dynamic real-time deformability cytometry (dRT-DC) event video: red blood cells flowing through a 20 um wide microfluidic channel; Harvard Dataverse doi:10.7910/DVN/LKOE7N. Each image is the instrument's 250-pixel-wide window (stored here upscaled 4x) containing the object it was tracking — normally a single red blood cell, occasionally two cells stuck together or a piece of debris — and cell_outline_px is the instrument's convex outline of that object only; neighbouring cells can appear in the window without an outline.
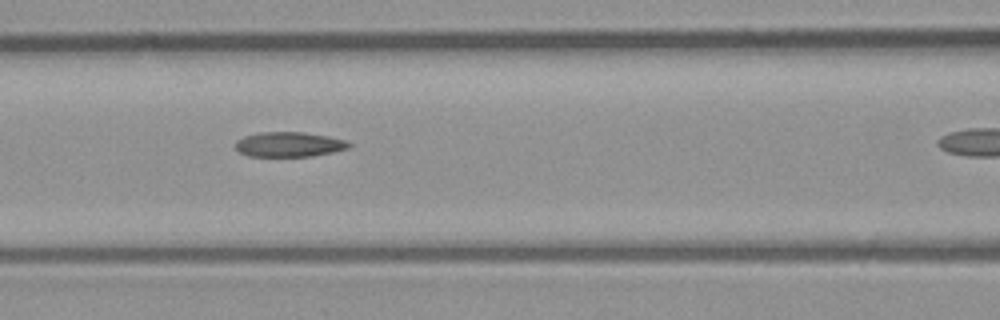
{"species": "common noctule bat (a hibernating species)", "species_latin": "Nyctalus noctula", "temperature_condition": "room temperature", "stored_images_in_passage": 10, "camera_frame_rate_fps": 3000, "um_per_image_px": 0.085, "animal": {"sex": "male", "body_mass_g": 23.1, "forearm_length_mm": 52.7}, "frame": {"image": 1, "passage_image": 7, "time_ms": 2.0, "image_size_px": [1000, 320], "cell_outline_px": [[352, 144], [348, 148], [332, 152], [312, 156], [248, 156], [240, 152], [236, 148], [236, 140], [244, 136], [260, 132], [304, 132], [328, 136], [344, 140]], "centroid_in_image_um": [24.56, 12.27], "position_along_channel_um": 142.0, "area_um2": 16.36}}
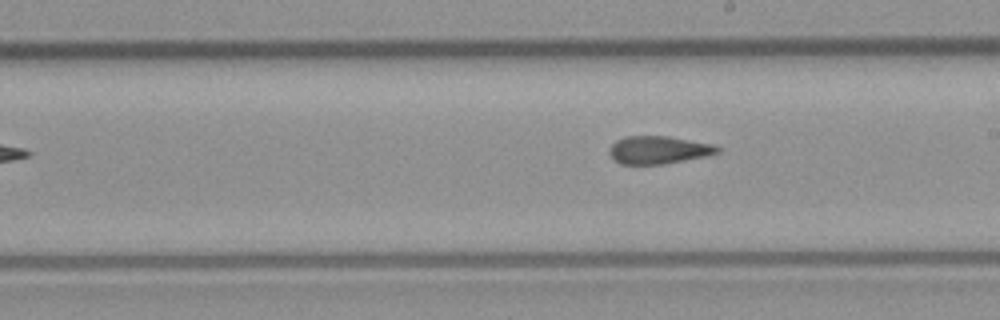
{"frame": {"image": 2, "passage_image": 10, "time_ms": 3.0, "image_size_px": [1000, 320], "cell_outline_px": [[720, 152], [708, 156], [664, 164], [620, 164], [608, 152], [608, 148], [616, 140], [624, 136], [668, 136], [712, 144], [720, 148]], "centroid_in_image_um": [55.97, 12.74], "position_along_channel_um": 233.0, "area_um2": 17.57}}